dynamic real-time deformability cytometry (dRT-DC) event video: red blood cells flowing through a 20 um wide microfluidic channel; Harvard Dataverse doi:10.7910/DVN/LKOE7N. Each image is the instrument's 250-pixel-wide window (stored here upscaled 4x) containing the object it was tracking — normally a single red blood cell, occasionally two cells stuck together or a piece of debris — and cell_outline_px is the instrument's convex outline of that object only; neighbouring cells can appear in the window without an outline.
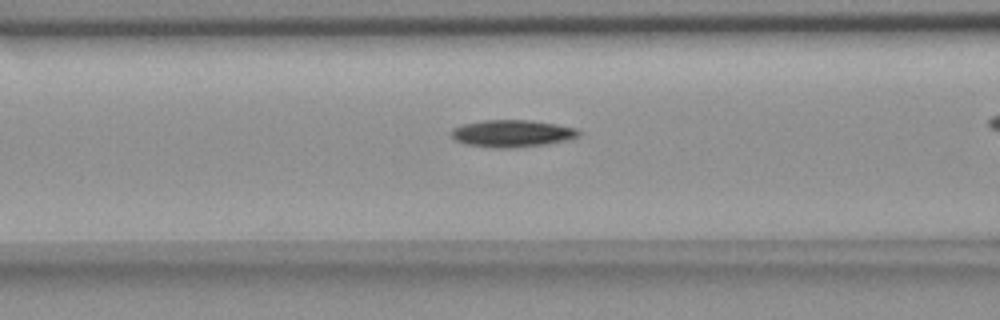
{"species": "common noctule bat (a hibernating species)", "species_latin": "Nyctalus noctula", "temperature_condition": "room temperature", "stored_images_in_passage": 29, "camera_frame_rate_fps": 3000, "um_per_image_px": 0.085, "animal": {"sex": "female", "body_mass_g": 18.4}, "frame": {"image": 1, "passage_image": 8, "time_ms": 2.333, "image_size_px": [1000, 320], "cell_outline_px": [[580, 136], [568, 140], [548, 144], [508, 148], [492, 148], [468, 144], [456, 140], [448, 132], [452, 128], [464, 124], [484, 120], [532, 120], [556, 124], [576, 128], [580, 132]], "centroid_in_image_um": [43.54, 11.34], "position_along_channel_um": 123.1, "area_um2": 20.23}}
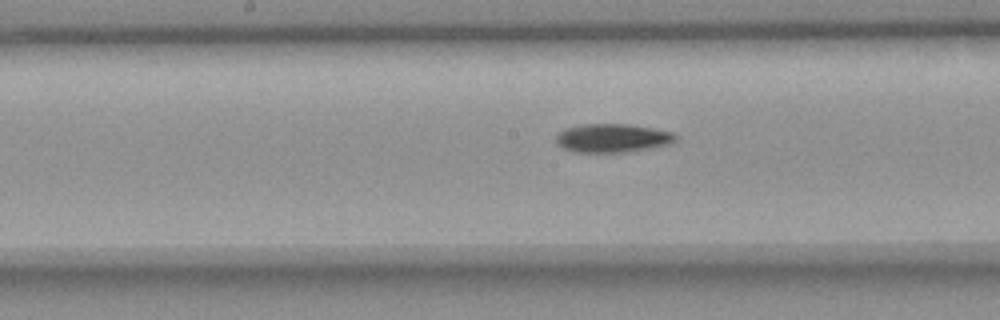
{"frame": {"image": 2, "passage_image": 14, "time_ms": 4.333, "image_size_px": [1000, 320], "cell_outline_px": [[676, 140], [668, 144], [652, 148], [624, 152], [576, 152], [564, 148], [556, 140], [556, 136], [564, 128], [584, 124], [628, 124], [652, 128], [672, 132], [676, 136]], "centroid_in_image_um": [52.07, 11.73], "position_along_channel_um": 196.1, "area_um2": 19.71}}
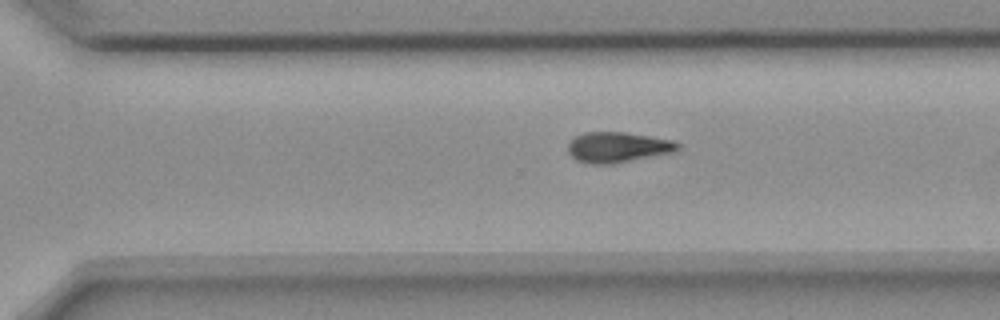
{"frame": {"image": 3, "passage_image": 24, "time_ms": 7.667, "image_size_px": [1000, 320], "cell_outline_px": [[680, 148], [672, 152], [612, 164], [592, 164], [576, 160], [568, 152], [568, 144], [576, 136], [584, 132], [624, 132], [672, 140], [680, 144]], "centroid_in_image_um": [52.48, 12.51], "position_along_channel_um": 318.1, "area_um2": 19.25}}